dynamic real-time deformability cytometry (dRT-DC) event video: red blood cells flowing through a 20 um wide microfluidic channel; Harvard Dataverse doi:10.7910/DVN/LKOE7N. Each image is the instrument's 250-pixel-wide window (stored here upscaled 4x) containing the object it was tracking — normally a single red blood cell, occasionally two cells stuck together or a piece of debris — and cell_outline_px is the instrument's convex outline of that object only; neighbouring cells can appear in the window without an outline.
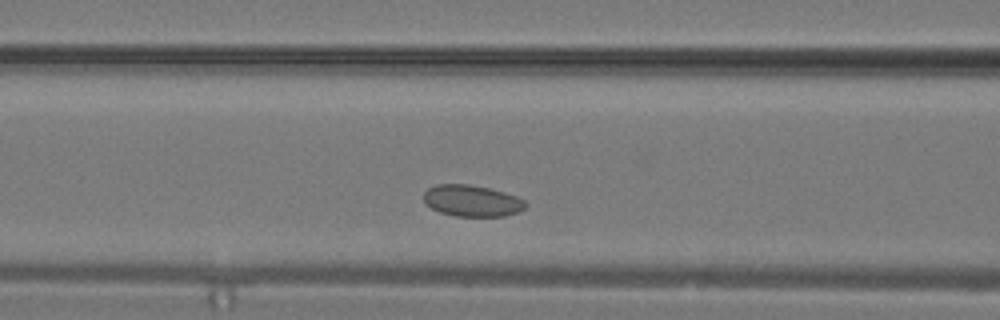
{"species": "common noctule bat (a hibernating species)", "species_latin": "Nyctalus noctula", "temperature_condition": "warm", "stored_images_in_passage": 22, "camera_frame_rate_fps": 3000, "um_per_image_px": 0.085, "animal": {"sex": "male", "body_mass_g": 19.2, "forearm_length_mm": 51.8}, "frame": {"image": 1, "passage_image": 5, "time_ms": 1.333, "image_size_px": [1000, 320], "cell_outline_px": [[528, 204], [524, 208], [516, 212], [504, 216], [456, 216], [440, 212], [424, 204], [424, 192], [428, 188], [436, 184], [468, 184], [488, 188], [504, 192], [516, 196], [524, 200]], "centroid_in_image_um": [40.09, 17.06], "position_along_channel_um": 126.5, "area_um2": 18.61}}
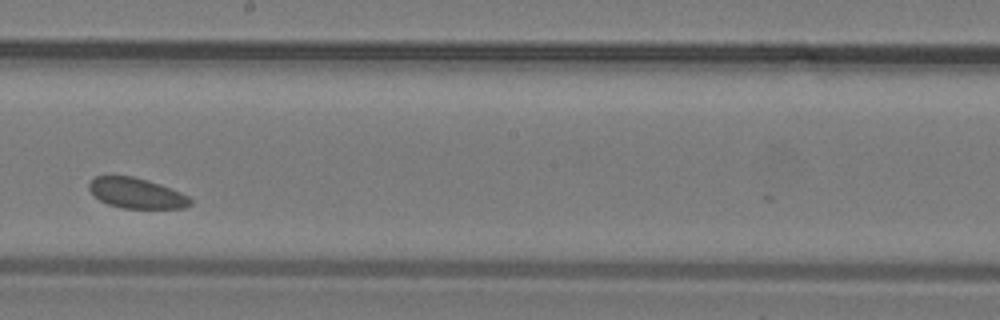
{"frame": {"image": 2, "passage_image": 10, "time_ms": 3.0, "image_size_px": [1000, 320], "cell_outline_px": [[192, 204], [184, 208], [120, 208], [108, 204], [100, 200], [88, 188], [88, 184], [96, 176], [132, 176], [148, 180], [160, 184], [180, 192], [188, 196], [192, 200]], "centroid_in_image_um": [11.61, 16.42], "position_along_channel_um": 236.6, "area_um2": 17.8}}
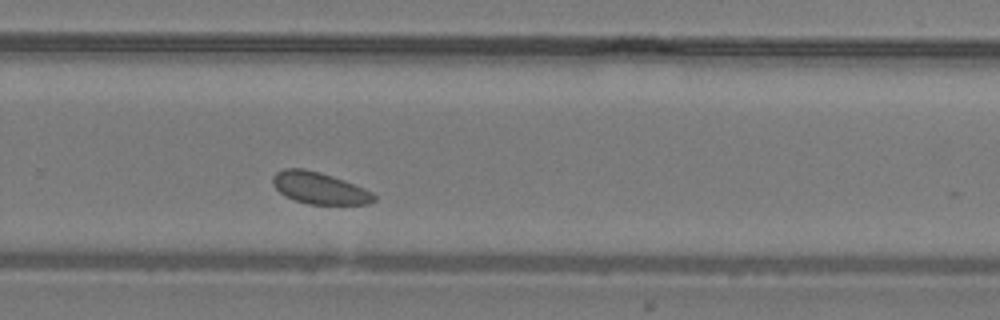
{"frame": {"image": 3, "passage_image": 13, "time_ms": 4.0, "image_size_px": [1000, 320], "cell_outline_px": [[376, 200], [368, 204], [308, 204], [284, 196], [272, 184], [272, 176], [276, 172], [284, 168], [304, 168], [320, 172], [344, 180], [364, 188], [372, 192], [376, 196]], "centroid_in_image_um": [27.14, 15.98], "position_along_channel_um": 302.7, "area_um2": 18.79}}